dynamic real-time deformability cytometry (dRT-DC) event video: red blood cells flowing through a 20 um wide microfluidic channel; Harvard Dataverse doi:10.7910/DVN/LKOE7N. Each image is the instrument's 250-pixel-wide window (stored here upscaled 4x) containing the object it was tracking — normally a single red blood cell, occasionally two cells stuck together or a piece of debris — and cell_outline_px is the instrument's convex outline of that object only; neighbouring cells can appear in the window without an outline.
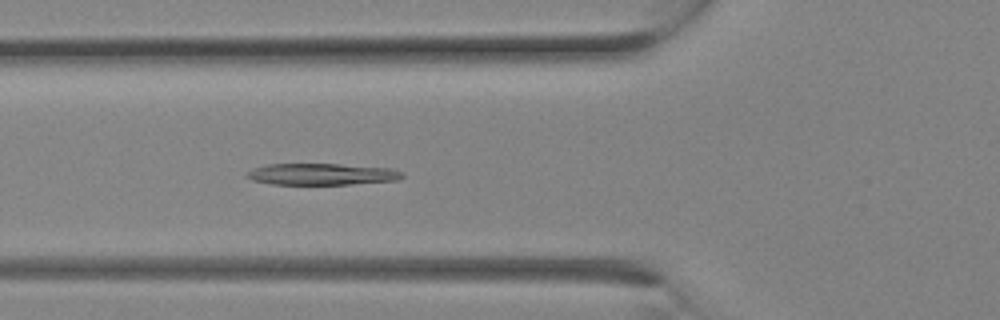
{"species": "Egyptian fruit bat (a non-hibernating species)", "species_latin": "Rousettus aegyptiacus", "temperature_condition": "room temperature", "stored_images_in_passage": 6, "camera_frame_rate_fps": 3000, "um_per_image_px": 0.085, "animal": {"sex": "female"}, "frame": {"image": 1, "passage_image": 6, "time_ms": 1.667, "image_size_px": [1000, 320], "cell_outline_px": [[404, 176], [400, 180], [348, 184], [272, 184], [252, 180], [244, 176], [252, 168], [268, 164], [340, 164], [392, 168], [404, 172]], "centroid_in_image_um": [27.37, 14.8], "position_along_channel_um": 98.4, "area_um2": 19.59}}